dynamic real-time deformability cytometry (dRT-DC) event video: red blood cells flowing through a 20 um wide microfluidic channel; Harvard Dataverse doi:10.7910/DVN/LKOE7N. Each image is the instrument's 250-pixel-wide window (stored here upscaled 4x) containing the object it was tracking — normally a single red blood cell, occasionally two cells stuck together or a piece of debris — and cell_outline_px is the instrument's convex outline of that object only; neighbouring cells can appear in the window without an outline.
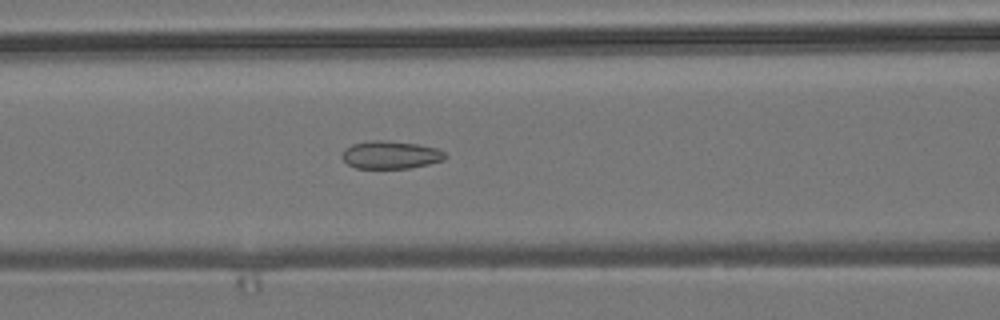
{"species": "common noctule bat (a hibernating species)", "species_latin": "Nyctalus noctula", "temperature_condition": "room temperature", "stored_images_in_passage": 49, "camera_frame_rate_fps": 3000, "um_per_image_px": 0.085, "animal": {"sex": "male", "body_mass_g": 19.2, "forearm_length_mm": 51.8}, "frame": {"image": 1, "passage_image": 23, "time_ms": 7.333, "image_size_px": [1000, 320], "cell_outline_px": [[448, 156], [444, 160], [428, 164], [408, 168], [356, 168], [348, 164], [340, 156], [344, 148], [352, 144], [372, 140], [384, 140], [416, 144], [436, 148], [444, 152]], "centroid_in_image_um": [33.18, 13.16], "position_along_channel_um": 133.4, "area_um2": 16.7}}
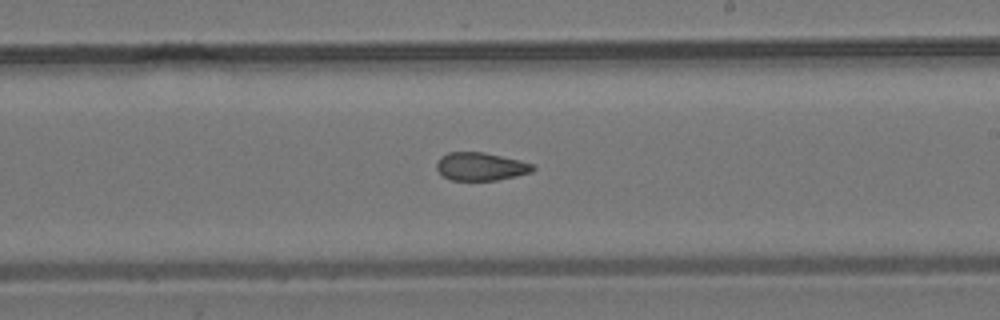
{"frame": {"image": 2, "passage_image": 32, "time_ms": 10.333, "image_size_px": [1000, 320], "cell_outline_px": [[536, 168], [532, 172], [516, 176], [496, 180], [452, 180], [440, 176], [436, 168], [436, 164], [440, 156], [448, 152], [484, 152], [520, 160], [532, 164]], "centroid_in_image_um": [40.83, 14.15], "position_along_channel_um": 248.2, "area_um2": 15.9}}
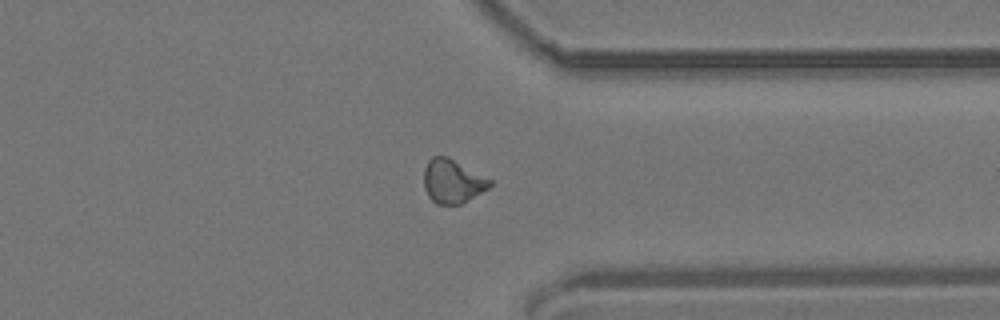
{"frame": {"image": 3, "passage_image": 42, "time_ms": 13.667, "image_size_px": [1000, 320], "cell_outline_px": [[492, 184], [488, 188], [460, 204], [436, 204], [428, 196], [424, 188], [424, 168], [428, 160], [432, 156], [448, 156], [492, 180]], "centroid_in_image_um": [38.44, 15.39], "position_along_channel_um": 373.0, "area_um2": 16.76}}